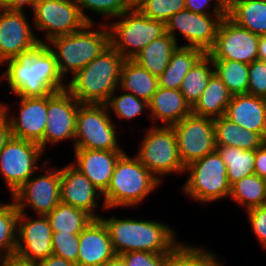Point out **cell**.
<instances>
[{"instance_id":"cell-1","label":"cell","mask_w":266,"mask_h":266,"mask_svg":"<svg viewBox=\"0 0 266 266\" xmlns=\"http://www.w3.org/2000/svg\"><path fill=\"white\" fill-rule=\"evenodd\" d=\"M6 63V73H2L0 79L4 77L11 88L10 92L18 97H43L66 89L55 55L46 44H40L28 54Z\"/></svg>"},{"instance_id":"cell-2","label":"cell","mask_w":266,"mask_h":266,"mask_svg":"<svg viewBox=\"0 0 266 266\" xmlns=\"http://www.w3.org/2000/svg\"><path fill=\"white\" fill-rule=\"evenodd\" d=\"M100 219L107 227L116 255L130 251L172 254L181 244L175 239L174 229L164 223L115 216Z\"/></svg>"},{"instance_id":"cell-3","label":"cell","mask_w":266,"mask_h":266,"mask_svg":"<svg viewBox=\"0 0 266 266\" xmlns=\"http://www.w3.org/2000/svg\"><path fill=\"white\" fill-rule=\"evenodd\" d=\"M124 60L110 45L66 82V89L81 104H105L119 88Z\"/></svg>"},{"instance_id":"cell-4","label":"cell","mask_w":266,"mask_h":266,"mask_svg":"<svg viewBox=\"0 0 266 266\" xmlns=\"http://www.w3.org/2000/svg\"><path fill=\"white\" fill-rule=\"evenodd\" d=\"M94 24L87 23L77 32L54 37L46 43L55 55L57 68L62 78H65L63 76L68 72H72L74 76L110 46L107 23L100 25L102 28L98 31L90 30Z\"/></svg>"},{"instance_id":"cell-5","label":"cell","mask_w":266,"mask_h":266,"mask_svg":"<svg viewBox=\"0 0 266 266\" xmlns=\"http://www.w3.org/2000/svg\"><path fill=\"white\" fill-rule=\"evenodd\" d=\"M157 179L136 157L125 152L116 162L110 184L102 194L104 208L135 207L158 185Z\"/></svg>"},{"instance_id":"cell-6","label":"cell","mask_w":266,"mask_h":266,"mask_svg":"<svg viewBox=\"0 0 266 266\" xmlns=\"http://www.w3.org/2000/svg\"><path fill=\"white\" fill-rule=\"evenodd\" d=\"M117 18H120L118 22L107 23L110 45L124 59H133L145 46L166 33L165 22L146 17L137 8H129Z\"/></svg>"},{"instance_id":"cell-7","label":"cell","mask_w":266,"mask_h":266,"mask_svg":"<svg viewBox=\"0 0 266 266\" xmlns=\"http://www.w3.org/2000/svg\"><path fill=\"white\" fill-rule=\"evenodd\" d=\"M186 171L189 176L182 189L191 199L209 203L229 197L231 185L226 164L217 151L191 162L185 167Z\"/></svg>"},{"instance_id":"cell-8","label":"cell","mask_w":266,"mask_h":266,"mask_svg":"<svg viewBox=\"0 0 266 266\" xmlns=\"http://www.w3.org/2000/svg\"><path fill=\"white\" fill-rule=\"evenodd\" d=\"M136 157L160 181L162 178L159 176L185 173L172 126L149 127Z\"/></svg>"},{"instance_id":"cell-9","label":"cell","mask_w":266,"mask_h":266,"mask_svg":"<svg viewBox=\"0 0 266 266\" xmlns=\"http://www.w3.org/2000/svg\"><path fill=\"white\" fill-rule=\"evenodd\" d=\"M105 104H80L77 111L74 149L123 151Z\"/></svg>"},{"instance_id":"cell-10","label":"cell","mask_w":266,"mask_h":266,"mask_svg":"<svg viewBox=\"0 0 266 266\" xmlns=\"http://www.w3.org/2000/svg\"><path fill=\"white\" fill-rule=\"evenodd\" d=\"M43 154L41 147L31 141L11 136L0 151V174L11 196L39 170L38 161Z\"/></svg>"},{"instance_id":"cell-11","label":"cell","mask_w":266,"mask_h":266,"mask_svg":"<svg viewBox=\"0 0 266 266\" xmlns=\"http://www.w3.org/2000/svg\"><path fill=\"white\" fill-rule=\"evenodd\" d=\"M32 9L35 27L46 32L44 44L54 37L77 32L87 24L75 0H38Z\"/></svg>"},{"instance_id":"cell-12","label":"cell","mask_w":266,"mask_h":266,"mask_svg":"<svg viewBox=\"0 0 266 266\" xmlns=\"http://www.w3.org/2000/svg\"><path fill=\"white\" fill-rule=\"evenodd\" d=\"M181 162H191L216 151L214 119L190 114L172 126Z\"/></svg>"},{"instance_id":"cell-13","label":"cell","mask_w":266,"mask_h":266,"mask_svg":"<svg viewBox=\"0 0 266 266\" xmlns=\"http://www.w3.org/2000/svg\"><path fill=\"white\" fill-rule=\"evenodd\" d=\"M259 36L233 22L221 20L213 47L207 52L212 60H234L250 64L258 59Z\"/></svg>"},{"instance_id":"cell-14","label":"cell","mask_w":266,"mask_h":266,"mask_svg":"<svg viewBox=\"0 0 266 266\" xmlns=\"http://www.w3.org/2000/svg\"><path fill=\"white\" fill-rule=\"evenodd\" d=\"M225 16L226 14H199L185 9L165 22L166 32L177 43L175 31L179 30L189 42L182 47H196L207 53L215 43L219 24Z\"/></svg>"},{"instance_id":"cell-15","label":"cell","mask_w":266,"mask_h":266,"mask_svg":"<svg viewBox=\"0 0 266 266\" xmlns=\"http://www.w3.org/2000/svg\"><path fill=\"white\" fill-rule=\"evenodd\" d=\"M0 12V64L44 44L32 31L24 10L0 9Z\"/></svg>"},{"instance_id":"cell-16","label":"cell","mask_w":266,"mask_h":266,"mask_svg":"<svg viewBox=\"0 0 266 266\" xmlns=\"http://www.w3.org/2000/svg\"><path fill=\"white\" fill-rule=\"evenodd\" d=\"M11 197L19 213L31 207L37 215H47L60 203V169L31 176Z\"/></svg>"},{"instance_id":"cell-17","label":"cell","mask_w":266,"mask_h":266,"mask_svg":"<svg viewBox=\"0 0 266 266\" xmlns=\"http://www.w3.org/2000/svg\"><path fill=\"white\" fill-rule=\"evenodd\" d=\"M38 219L27 213H19L17 220V243L15 255L31 262H37L53 255V231L46 215Z\"/></svg>"},{"instance_id":"cell-18","label":"cell","mask_w":266,"mask_h":266,"mask_svg":"<svg viewBox=\"0 0 266 266\" xmlns=\"http://www.w3.org/2000/svg\"><path fill=\"white\" fill-rule=\"evenodd\" d=\"M81 103L67 90L48 94L47 126L42 139V150L47 144H56L75 138L77 111Z\"/></svg>"},{"instance_id":"cell-19","label":"cell","mask_w":266,"mask_h":266,"mask_svg":"<svg viewBox=\"0 0 266 266\" xmlns=\"http://www.w3.org/2000/svg\"><path fill=\"white\" fill-rule=\"evenodd\" d=\"M19 107V117L7 116L11 136L34 142L42 149V139L47 126L48 95L20 97Z\"/></svg>"},{"instance_id":"cell-20","label":"cell","mask_w":266,"mask_h":266,"mask_svg":"<svg viewBox=\"0 0 266 266\" xmlns=\"http://www.w3.org/2000/svg\"><path fill=\"white\" fill-rule=\"evenodd\" d=\"M100 195L102 193L72 163L60 169V202L86 211L97 219L101 216L94 210L99 207Z\"/></svg>"},{"instance_id":"cell-21","label":"cell","mask_w":266,"mask_h":266,"mask_svg":"<svg viewBox=\"0 0 266 266\" xmlns=\"http://www.w3.org/2000/svg\"><path fill=\"white\" fill-rule=\"evenodd\" d=\"M115 255L107 227L93 219L79 234L77 266H103Z\"/></svg>"},{"instance_id":"cell-22","label":"cell","mask_w":266,"mask_h":266,"mask_svg":"<svg viewBox=\"0 0 266 266\" xmlns=\"http://www.w3.org/2000/svg\"><path fill=\"white\" fill-rule=\"evenodd\" d=\"M72 165L83 173L103 194L111 181L117 160L125 151L74 149Z\"/></svg>"},{"instance_id":"cell-23","label":"cell","mask_w":266,"mask_h":266,"mask_svg":"<svg viewBox=\"0 0 266 266\" xmlns=\"http://www.w3.org/2000/svg\"><path fill=\"white\" fill-rule=\"evenodd\" d=\"M224 116L240 128L258 133L266 140L265 98L249 94L233 95Z\"/></svg>"},{"instance_id":"cell-24","label":"cell","mask_w":266,"mask_h":266,"mask_svg":"<svg viewBox=\"0 0 266 266\" xmlns=\"http://www.w3.org/2000/svg\"><path fill=\"white\" fill-rule=\"evenodd\" d=\"M152 121L162 122V126H173L192 113L191 106L177 89L159 87L148 102Z\"/></svg>"},{"instance_id":"cell-25","label":"cell","mask_w":266,"mask_h":266,"mask_svg":"<svg viewBox=\"0 0 266 266\" xmlns=\"http://www.w3.org/2000/svg\"><path fill=\"white\" fill-rule=\"evenodd\" d=\"M178 45L175 39L166 32L145 46L132 60L152 75L159 77L167 68L171 55Z\"/></svg>"},{"instance_id":"cell-26","label":"cell","mask_w":266,"mask_h":266,"mask_svg":"<svg viewBox=\"0 0 266 266\" xmlns=\"http://www.w3.org/2000/svg\"><path fill=\"white\" fill-rule=\"evenodd\" d=\"M120 89L149 102L158 88V77L138 65L132 59H125L120 75Z\"/></svg>"},{"instance_id":"cell-27","label":"cell","mask_w":266,"mask_h":266,"mask_svg":"<svg viewBox=\"0 0 266 266\" xmlns=\"http://www.w3.org/2000/svg\"><path fill=\"white\" fill-rule=\"evenodd\" d=\"M216 147L231 146L243 150H256L266 140L258 133L242 129L225 116L214 119Z\"/></svg>"},{"instance_id":"cell-28","label":"cell","mask_w":266,"mask_h":266,"mask_svg":"<svg viewBox=\"0 0 266 266\" xmlns=\"http://www.w3.org/2000/svg\"><path fill=\"white\" fill-rule=\"evenodd\" d=\"M232 96L226 85L214 73L199 100L192 107V114L213 119L224 116Z\"/></svg>"},{"instance_id":"cell-29","label":"cell","mask_w":266,"mask_h":266,"mask_svg":"<svg viewBox=\"0 0 266 266\" xmlns=\"http://www.w3.org/2000/svg\"><path fill=\"white\" fill-rule=\"evenodd\" d=\"M204 54L205 52L202 49L196 47L178 46L172 53L167 68L158 77V86L179 90L188 71Z\"/></svg>"},{"instance_id":"cell-30","label":"cell","mask_w":266,"mask_h":266,"mask_svg":"<svg viewBox=\"0 0 266 266\" xmlns=\"http://www.w3.org/2000/svg\"><path fill=\"white\" fill-rule=\"evenodd\" d=\"M226 15L255 35H266V0H236Z\"/></svg>"},{"instance_id":"cell-31","label":"cell","mask_w":266,"mask_h":266,"mask_svg":"<svg viewBox=\"0 0 266 266\" xmlns=\"http://www.w3.org/2000/svg\"><path fill=\"white\" fill-rule=\"evenodd\" d=\"M46 216L53 233L80 234L94 219L86 211L62 202Z\"/></svg>"},{"instance_id":"cell-32","label":"cell","mask_w":266,"mask_h":266,"mask_svg":"<svg viewBox=\"0 0 266 266\" xmlns=\"http://www.w3.org/2000/svg\"><path fill=\"white\" fill-rule=\"evenodd\" d=\"M212 67L213 61L211 57L205 53L184 77L179 90L191 108L199 100L210 77L214 74V68Z\"/></svg>"},{"instance_id":"cell-33","label":"cell","mask_w":266,"mask_h":266,"mask_svg":"<svg viewBox=\"0 0 266 266\" xmlns=\"http://www.w3.org/2000/svg\"><path fill=\"white\" fill-rule=\"evenodd\" d=\"M216 151L226 164L227 178L230 185L246 176L255 174L256 150H243L231 146H224L217 147Z\"/></svg>"},{"instance_id":"cell-34","label":"cell","mask_w":266,"mask_h":266,"mask_svg":"<svg viewBox=\"0 0 266 266\" xmlns=\"http://www.w3.org/2000/svg\"><path fill=\"white\" fill-rule=\"evenodd\" d=\"M230 198L250 209L266 205V179L252 174L231 185Z\"/></svg>"},{"instance_id":"cell-35","label":"cell","mask_w":266,"mask_h":266,"mask_svg":"<svg viewBox=\"0 0 266 266\" xmlns=\"http://www.w3.org/2000/svg\"><path fill=\"white\" fill-rule=\"evenodd\" d=\"M214 73L232 95L247 94L249 64L234 60H212Z\"/></svg>"},{"instance_id":"cell-36","label":"cell","mask_w":266,"mask_h":266,"mask_svg":"<svg viewBox=\"0 0 266 266\" xmlns=\"http://www.w3.org/2000/svg\"><path fill=\"white\" fill-rule=\"evenodd\" d=\"M18 216L14 201L9 204L0 202V259L15 255Z\"/></svg>"},{"instance_id":"cell-37","label":"cell","mask_w":266,"mask_h":266,"mask_svg":"<svg viewBox=\"0 0 266 266\" xmlns=\"http://www.w3.org/2000/svg\"><path fill=\"white\" fill-rule=\"evenodd\" d=\"M218 261L210 251L181 243L172 253L170 266H222Z\"/></svg>"},{"instance_id":"cell-38","label":"cell","mask_w":266,"mask_h":266,"mask_svg":"<svg viewBox=\"0 0 266 266\" xmlns=\"http://www.w3.org/2000/svg\"><path fill=\"white\" fill-rule=\"evenodd\" d=\"M107 109L112 108L114 114L121 119H134L139 114L148 109V102L144 99L138 98L135 95L124 92L122 95H115V92L109 97L105 103Z\"/></svg>"},{"instance_id":"cell-39","label":"cell","mask_w":266,"mask_h":266,"mask_svg":"<svg viewBox=\"0 0 266 266\" xmlns=\"http://www.w3.org/2000/svg\"><path fill=\"white\" fill-rule=\"evenodd\" d=\"M79 7L82 17L87 23H93V19L89 18L83 10H89L94 13H98L109 20L112 17H120L130 6L128 0H75ZM107 17V18H106Z\"/></svg>"},{"instance_id":"cell-40","label":"cell","mask_w":266,"mask_h":266,"mask_svg":"<svg viewBox=\"0 0 266 266\" xmlns=\"http://www.w3.org/2000/svg\"><path fill=\"white\" fill-rule=\"evenodd\" d=\"M136 8L146 17L163 22L186 9L185 0H144Z\"/></svg>"},{"instance_id":"cell-41","label":"cell","mask_w":266,"mask_h":266,"mask_svg":"<svg viewBox=\"0 0 266 266\" xmlns=\"http://www.w3.org/2000/svg\"><path fill=\"white\" fill-rule=\"evenodd\" d=\"M79 247V234L53 233V255L64 258L77 265Z\"/></svg>"},{"instance_id":"cell-42","label":"cell","mask_w":266,"mask_h":266,"mask_svg":"<svg viewBox=\"0 0 266 266\" xmlns=\"http://www.w3.org/2000/svg\"><path fill=\"white\" fill-rule=\"evenodd\" d=\"M126 266H170L172 254L130 251L121 255Z\"/></svg>"},{"instance_id":"cell-43","label":"cell","mask_w":266,"mask_h":266,"mask_svg":"<svg viewBox=\"0 0 266 266\" xmlns=\"http://www.w3.org/2000/svg\"><path fill=\"white\" fill-rule=\"evenodd\" d=\"M247 94L266 99V61L255 60L249 64Z\"/></svg>"},{"instance_id":"cell-44","label":"cell","mask_w":266,"mask_h":266,"mask_svg":"<svg viewBox=\"0 0 266 266\" xmlns=\"http://www.w3.org/2000/svg\"><path fill=\"white\" fill-rule=\"evenodd\" d=\"M248 219L262 248H266V205L247 209Z\"/></svg>"},{"instance_id":"cell-45","label":"cell","mask_w":266,"mask_h":266,"mask_svg":"<svg viewBox=\"0 0 266 266\" xmlns=\"http://www.w3.org/2000/svg\"><path fill=\"white\" fill-rule=\"evenodd\" d=\"M210 1L211 0H185V8L186 10L199 14H226V11L219 4L214 5L213 13L209 11L208 9H211Z\"/></svg>"},{"instance_id":"cell-46","label":"cell","mask_w":266,"mask_h":266,"mask_svg":"<svg viewBox=\"0 0 266 266\" xmlns=\"http://www.w3.org/2000/svg\"><path fill=\"white\" fill-rule=\"evenodd\" d=\"M7 104H0V151L3 149L7 140L11 137L10 124L7 118L9 112Z\"/></svg>"},{"instance_id":"cell-47","label":"cell","mask_w":266,"mask_h":266,"mask_svg":"<svg viewBox=\"0 0 266 266\" xmlns=\"http://www.w3.org/2000/svg\"><path fill=\"white\" fill-rule=\"evenodd\" d=\"M254 172L266 179V142L256 149Z\"/></svg>"},{"instance_id":"cell-48","label":"cell","mask_w":266,"mask_h":266,"mask_svg":"<svg viewBox=\"0 0 266 266\" xmlns=\"http://www.w3.org/2000/svg\"><path fill=\"white\" fill-rule=\"evenodd\" d=\"M38 0H0L1 9L5 10H24L23 7L29 5L33 7Z\"/></svg>"},{"instance_id":"cell-49","label":"cell","mask_w":266,"mask_h":266,"mask_svg":"<svg viewBox=\"0 0 266 266\" xmlns=\"http://www.w3.org/2000/svg\"><path fill=\"white\" fill-rule=\"evenodd\" d=\"M35 263L36 266H77L75 263L55 255H50L46 259L37 261Z\"/></svg>"},{"instance_id":"cell-50","label":"cell","mask_w":266,"mask_h":266,"mask_svg":"<svg viewBox=\"0 0 266 266\" xmlns=\"http://www.w3.org/2000/svg\"><path fill=\"white\" fill-rule=\"evenodd\" d=\"M0 266H36L35 262L23 260L16 255L0 259Z\"/></svg>"},{"instance_id":"cell-51","label":"cell","mask_w":266,"mask_h":266,"mask_svg":"<svg viewBox=\"0 0 266 266\" xmlns=\"http://www.w3.org/2000/svg\"><path fill=\"white\" fill-rule=\"evenodd\" d=\"M257 51L258 59L266 61V35L259 36Z\"/></svg>"},{"instance_id":"cell-52","label":"cell","mask_w":266,"mask_h":266,"mask_svg":"<svg viewBox=\"0 0 266 266\" xmlns=\"http://www.w3.org/2000/svg\"><path fill=\"white\" fill-rule=\"evenodd\" d=\"M103 266H126V263L121 255H115L108 260Z\"/></svg>"},{"instance_id":"cell-53","label":"cell","mask_w":266,"mask_h":266,"mask_svg":"<svg viewBox=\"0 0 266 266\" xmlns=\"http://www.w3.org/2000/svg\"><path fill=\"white\" fill-rule=\"evenodd\" d=\"M236 0H214L215 4H219L225 11H227Z\"/></svg>"},{"instance_id":"cell-54","label":"cell","mask_w":266,"mask_h":266,"mask_svg":"<svg viewBox=\"0 0 266 266\" xmlns=\"http://www.w3.org/2000/svg\"><path fill=\"white\" fill-rule=\"evenodd\" d=\"M144 0H128L130 8H136Z\"/></svg>"}]
</instances>
